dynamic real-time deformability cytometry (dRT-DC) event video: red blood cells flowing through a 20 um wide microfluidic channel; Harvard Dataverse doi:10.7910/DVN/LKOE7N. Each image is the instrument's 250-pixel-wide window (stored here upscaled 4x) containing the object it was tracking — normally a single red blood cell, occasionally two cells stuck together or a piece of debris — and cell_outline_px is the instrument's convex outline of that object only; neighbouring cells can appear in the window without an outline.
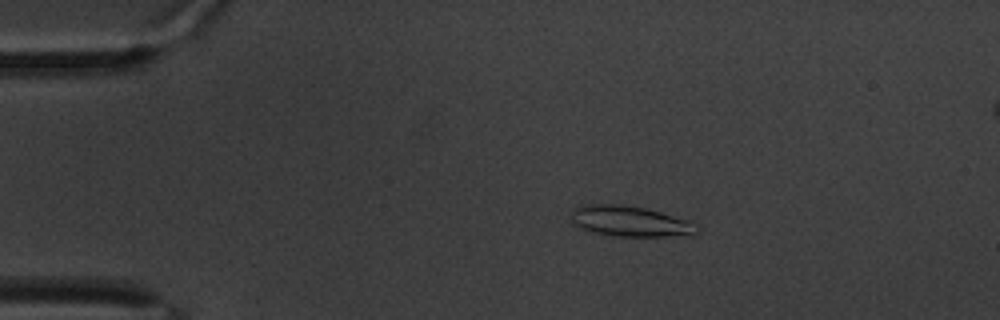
{"species": "common noctule bat (a hibernating species)", "species_latin": "Nyctalus noctula", "temperature_condition": "warm", "stored_images_in_passage": 62, "camera_frame_rate_fps": 3000, "um_per_image_px": 0.085, "animal": {"sex": "male", "body_mass_g": 20.1, "forearm_length_mm": 53.5}, "frame": {"image": 1, "passage_image": 12, "time_ms": 3.667, "image_size_px": [1000, 320], "cell_outline_px": [[700, 228], [696, 232], [688, 236], [616, 236], [596, 232], [580, 228], [572, 224], [572, 212], [580, 204], [620, 204], [644, 208], [692, 220]], "centroid_in_image_um": [53.6, 18.8], "position_along_channel_um": 31.4, "area_um2": 22.54}}
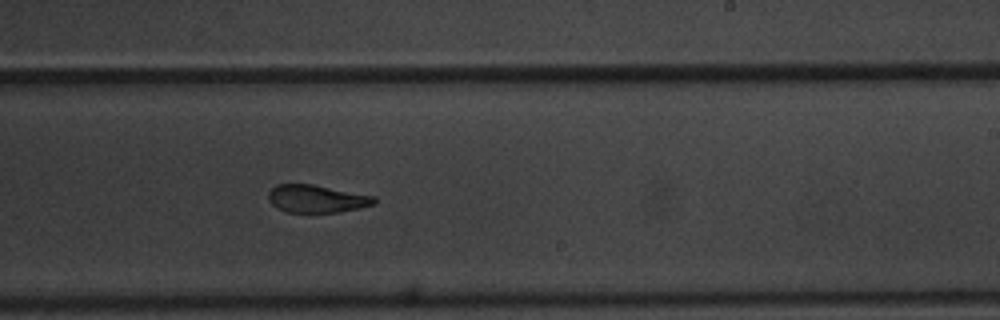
{"frame": {"image": 2, "passage_image": 38, "time_ms": 12.333, "image_size_px": [1000, 320], "cell_outline_px": [[376, 204], [360, 208], [340, 212], [288, 212], [276, 208], [268, 200], [268, 192], [276, 184], [312, 184], [376, 196]], "centroid_in_image_um": [26.93, 16.89], "position_along_channel_um": 262.1, "area_um2": 17.22}}
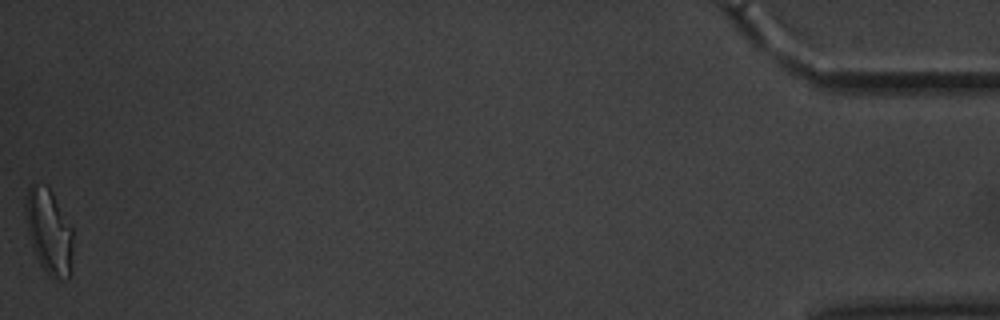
{"frame": {"image": 3, "passage_image": 62, "time_ms": 20.333, "image_size_px": [1000, 320], "cell_outline_px": [[72, 272], [68, 280], [52, 280], [40, 264], [32, 244], [28, 232], [24, 216], [24, 196], [28, 188], [32, 184], [48, 188], [52, 192], [72, 228]], "centroid_in_image_um": [4.16, 19.73], "position_along_channel_um": 431.0, "area_um2": 23.7}, "authors_computed_cell_mechanics": {"area_um2": 19.4786, "velocity_mm_per_s": 3.2709, "shape_relaxation_time_tau1_ms": 8.9168, "shape_relaxation_time_tau2_ms": 3.0254, "deformation_change_tau1": 0.2, "deformation_change_tau2": 0.108}}